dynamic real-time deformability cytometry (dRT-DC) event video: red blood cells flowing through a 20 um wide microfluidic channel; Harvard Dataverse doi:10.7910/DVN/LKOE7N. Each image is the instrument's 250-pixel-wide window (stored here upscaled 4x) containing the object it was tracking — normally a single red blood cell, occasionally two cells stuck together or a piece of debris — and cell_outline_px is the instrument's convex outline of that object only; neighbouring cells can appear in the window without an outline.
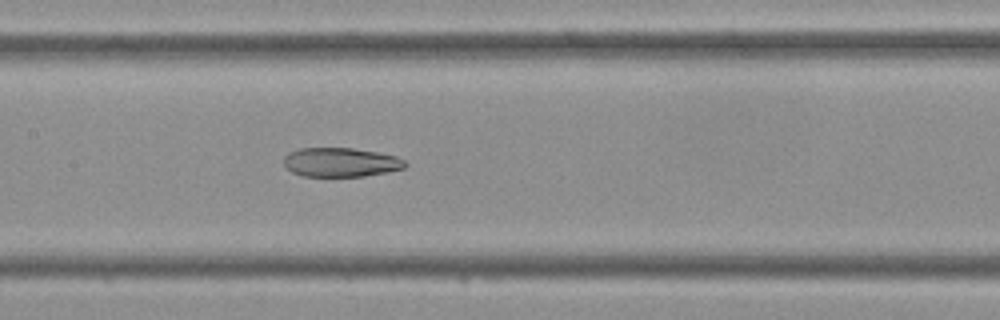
{"species": "Egyptian fruit bat (a non-hibernating species)", "species_latin": "Rousettus aegyptiacus", "temperature_condition": "cold", "stored_images_in_passage": 37, "camera_frame_rate_fps": 3000, "um_per_image_px": 0.085, "frame": {"image": 1, "passage_image": 16, "time_ms": 5.0, "image_size_px": [1000, 320], "cell_outline_px": [[408, 164], [404, 168], [388, 172], [364, 176], [304, 176], [292, 172], [284, 168], [284, 156], [288, 152], [300, 148], [352, 148], [376, 152], [396, 156], [404, 160]], "centroid_in_image_um": [28.94, 13.79], "position_along_channel_um": 178.5, "area_um2": 20.69}}
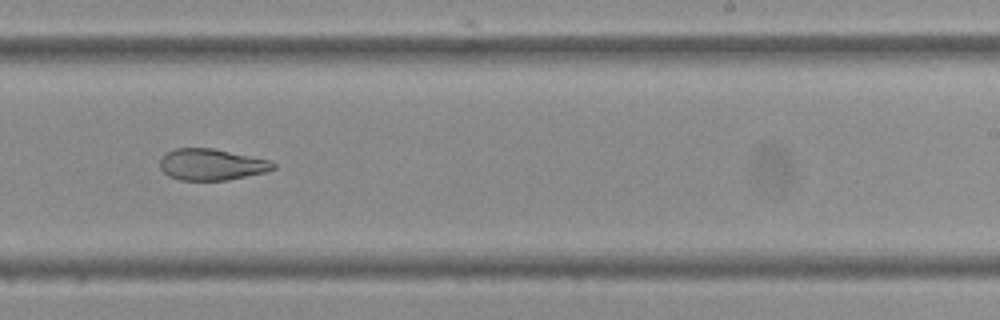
{"frame": {"image": 2, "passage_image": 22, "time_ms": 7.0, "image_size_px": [1000, 320], "cell_outline_px": [[276, 168], [268, 172], [224, 180], [180, 180], [168, 176], [160, 168], [160, 156], [164, 152], [176, 148], [212, 148], [272, 160], [276, 164]], "centroid_in_image_um": [17.98, 13.97], "position_along_channel_um": 271.0, "area_um2": 20.98}}
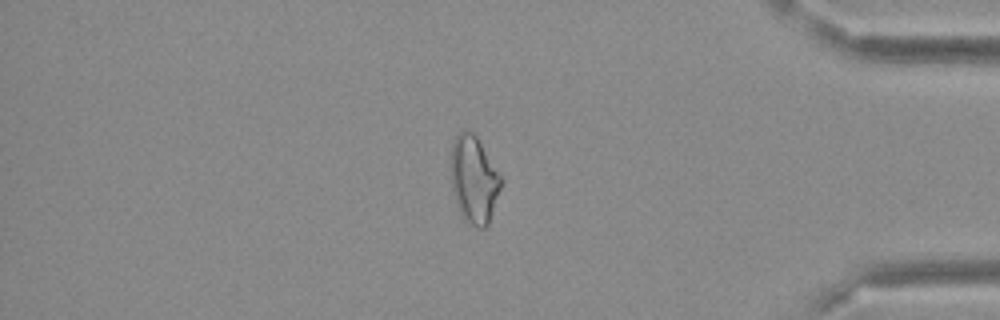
{"frame": {"image": 3, "passage_image": 32, "time_ms": 10.333, "image_size_px": [1000, 320], "cell_outline_px": [[504, 180], [488, 224], [484, 228], [476, 228], [464, 220], [460, 212], [452, 188], [452, 144], [456, 132], [472, 132], [476, 136]], "centroid_in_image_um": [40.31, 15.29], "position_along_channel_um": 394.9, "area_um2": 25.2}}